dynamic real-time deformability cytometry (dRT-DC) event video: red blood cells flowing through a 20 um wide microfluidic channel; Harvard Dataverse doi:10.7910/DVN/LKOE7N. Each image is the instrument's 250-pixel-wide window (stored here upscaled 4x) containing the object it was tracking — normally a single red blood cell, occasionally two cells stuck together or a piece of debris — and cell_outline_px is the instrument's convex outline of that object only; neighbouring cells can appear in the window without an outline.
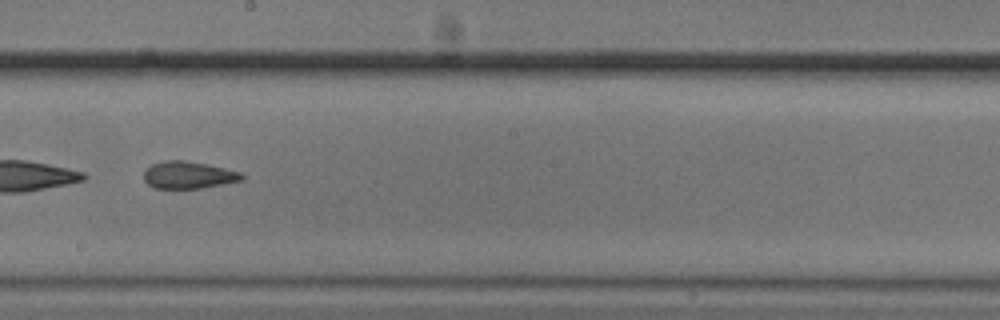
{"species": "common noctule bat (a hibernating species)", "species_latin": "Nyctalus noctula", "temperature_condition": "cold", "stored_images_in_passage": 52, "camera_frame_rate_fps": 3000, "um_per_image_px": 0.085, "animal": {"sex": "male", "body_mass_g": 20.5, "forearm_length_mm": 52.5}, "frame": {"image": 1, "passage_image": 30, "time_ms": 9.667, "image_size_px": [1000, 320], "cell_outline_px": [[244, 180], [200, 188], [156, 188], [148, 184], [144, 180], [144, 168], [152, 164], [164, 160], [184, 160], [208, 164], [240, 172], [244, 176]], "centroid_in_image_um": [15.99, 14.86], "position_along_channel_um": 232.2, "area_um2": 15.55}, "authors_computed_cell_mechanics": {"area_um2": 17.0799, "velocity_mm_per_s": 3.7504, "shape_relaxation_time_tau1_ms": null, "shape_relaxation_time_tau2_ms": 3.445, "deformation_change_tau1": null, "deformation_change_tau2": 0.1088}}